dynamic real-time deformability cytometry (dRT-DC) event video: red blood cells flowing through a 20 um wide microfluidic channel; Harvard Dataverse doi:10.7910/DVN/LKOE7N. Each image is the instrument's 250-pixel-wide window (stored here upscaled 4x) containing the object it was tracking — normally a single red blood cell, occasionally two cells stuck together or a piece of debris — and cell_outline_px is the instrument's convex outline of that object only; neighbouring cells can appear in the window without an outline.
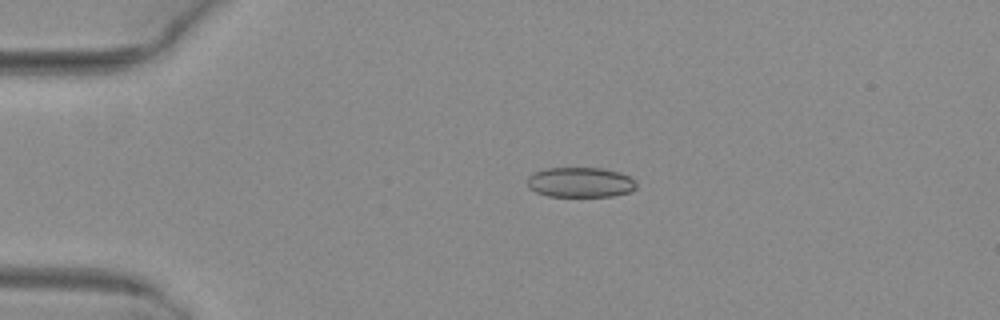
{"species": "common noctule bat (a hibernating species)", "species_latin": "Nyctalus noctula", "temperature_condition": "warm", "stored_images_in_passage": 44, "camera_frame_rate_fps": 3000, "um_per_image_px": 0.085, "animal": {"sex": "female", "body_mass_g": 29.2, "forearm_length_mm": 56.3}, "frame": {"image": 1, "passage_image": 5, "time_ms": 1.333, "image_size_px": [1000, 320], "cell_outline_px": [[636, 188], [632, 192], [612, 196], [548, 196], [536, 192], [528, 188], [528, 176], [544, 168], [600, 168], [620, 172], [636, 180]], "centroid_in_image_um": [49.35, 15.5], "position_along_channel_um": 35.7, "area_um2": 19.19}}
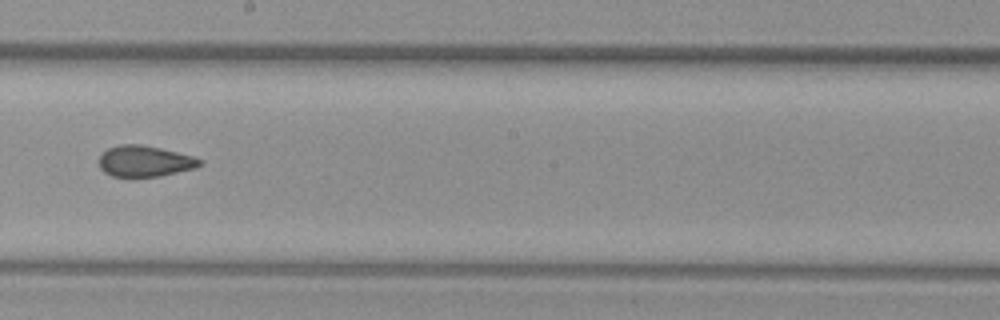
{"frame": {"image": 2, "passage_image": 23, "time_ms": 7.333, "image_size_px": [1000, 320], "cell_outline_px": [[200, 164], [196, 168], [160, 176], [112, 176], [104, 172], [100, 168], [100, 156], [108, 148], [120, 144], [140, 144], [160, 148], [192, 156], [200, 160]], "centroid_in_image_um": [12.28, 13.7], "position_along_channel_um": 235.9, "area_um2": 17.92}}
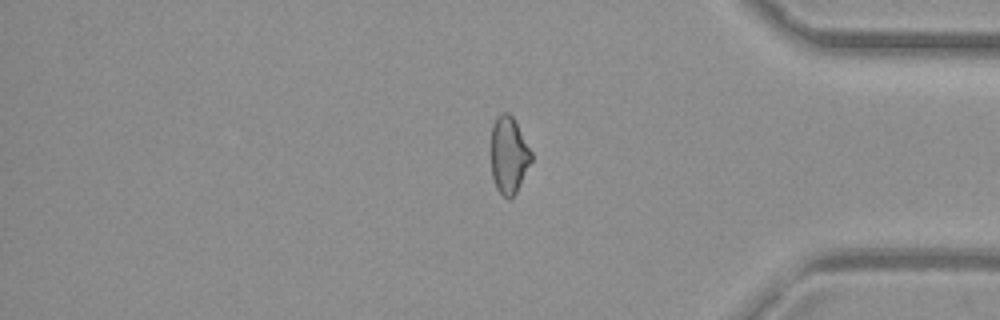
{"frame": {"image": 3, "passage_image": 36, "time_ms": 11.667, "image_size_px": [1000, 320], "cell_outline_px": [[532, 160], [516, 192], [508, 200], [496, 188], [492, 176], [492, 124], [496, 116], [500, 112], [508, 112], [512, 116], [532, 152]], "centroid_in_image_um": [43.24, 13.16], "position_along_channel_um": 392.0, "area_um2": 17.86}, "authors_computed_cell_mechanics": {"area_um2": 18.9584, "velocity_mm_per_s": 4.0983, "shape_relaxation_time_tau1_ms": null, "shape_relaxation_time_tau2_ms": 1.2071, "deformation_change_tau1": null, "deformation_change_tau2": 0.0667}}